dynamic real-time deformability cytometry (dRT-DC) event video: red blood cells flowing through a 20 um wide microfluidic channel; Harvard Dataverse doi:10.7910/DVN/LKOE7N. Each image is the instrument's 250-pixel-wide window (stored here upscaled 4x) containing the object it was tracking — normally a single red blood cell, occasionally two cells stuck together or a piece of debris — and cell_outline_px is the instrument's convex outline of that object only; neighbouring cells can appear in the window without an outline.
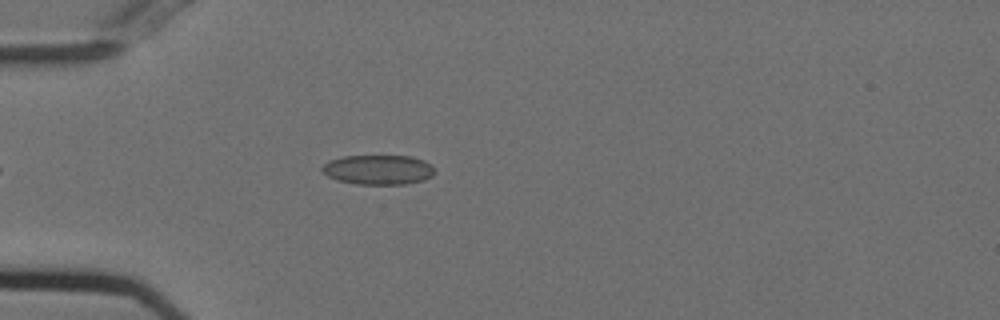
{"species": "Egyptian fruit bat (a non-hibernating species)", "species_latin": "Rousettus aegyptiacus", "temperature_condition": "cold", "stored_images_in_passage": 40, "camera_frame_rate_fps": 3000, "um_per_image_px": 0.085, "animal": {"sex": "female"}, "frame": {"image": 1, "passage_image": 9, "time_ms": 2.667, "image_size_px": [1000, 320], "cell_outline_px": [[432, 176], [424, 180], [404, 184], [356, 184], [336, 180], [328, 176], [320, 168], [328, 160], [344, 156], [412, 156], [424, 160], [432, 164]], "centroid_in_image_um": [32.13, 14.42], "position_along_channel_um": 52.9, "area_um2": 19.48}}
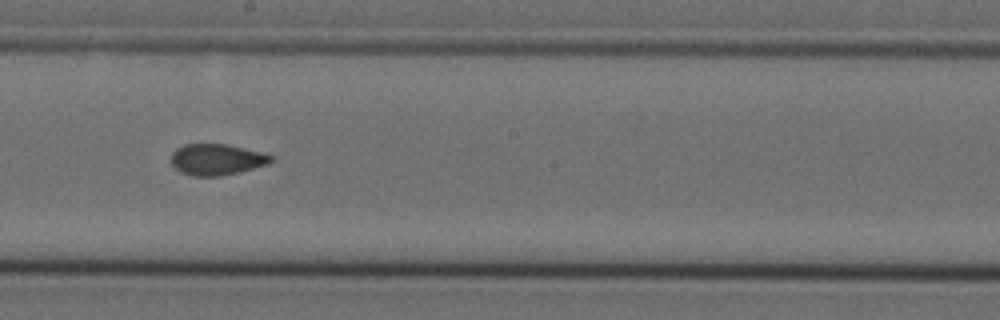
{"frame": {"image": 2, "passage_image": 24, "time_ms": 7.667, "image_size_px": [1000, 320], "cell_outline_px": [[272, 160], [268, 164], [240, 172], [220, 176], [192, 176], [180, 172], [172, 164], [172, 152], [176, 148], [184, 144], [224, 144], [268, 152], [272, 156]], "centroid_in_image_um": [18.45, 13.55], "position_along_channel_um": 229.7, "area_um2": 18.32}}
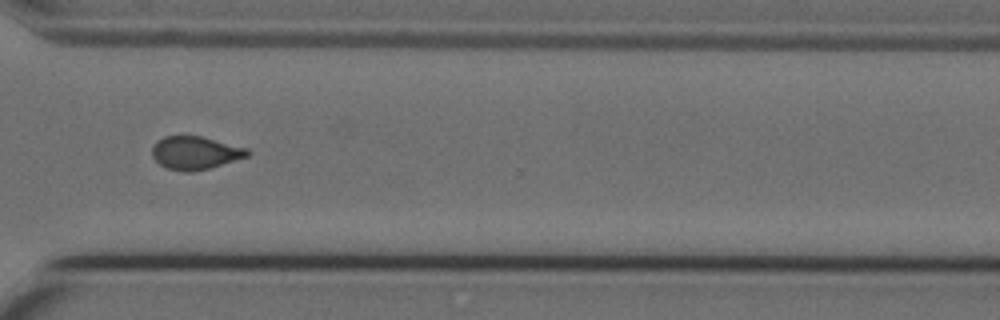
{"frame": {"image": 3, "passage_image": 34, "time_ms": 11.0, "image_size_px": [1000, 320], "cell_outline_px": [[252, 152], [248, 156], [208, 168], [192, 172], [184, 172], [168, 168], [160, 164], [152, 156], [152, 148], [156, 140], [164, 136], [200, 136], [248, 148]], "centroid_in_image_um": [16.59, 12.98], "position_along_channel_um": 354.0, "area_um2": 18.26}, "authors_computed_cell_mechanics": {"area_um2": 18.8428, "velocity_mm_per_s": 3.7413, "shape_relaxation_time_tau1_ms": null, "shape_relaxation_time_tau2_ms": 1.5969, "deformation_change_tau1": null, "deformation_change_tau2": 0.046}}